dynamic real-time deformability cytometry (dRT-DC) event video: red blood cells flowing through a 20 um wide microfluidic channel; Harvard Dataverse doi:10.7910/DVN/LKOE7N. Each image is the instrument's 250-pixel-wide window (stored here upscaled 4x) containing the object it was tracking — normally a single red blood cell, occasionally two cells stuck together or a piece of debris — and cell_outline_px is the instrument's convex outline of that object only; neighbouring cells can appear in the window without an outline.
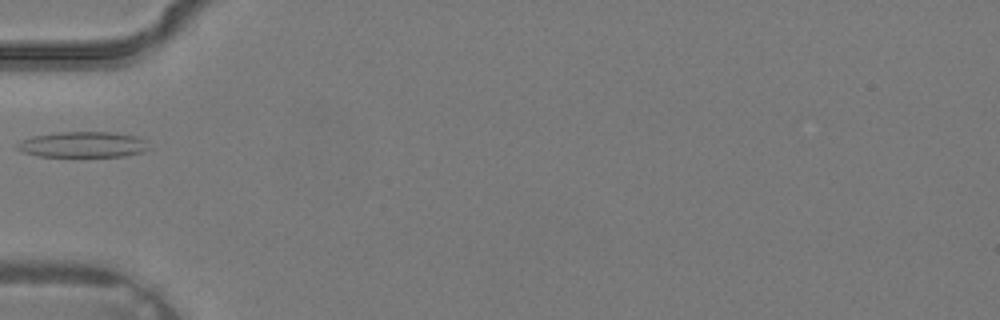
{"species": "common noctule bat (a hibernating species)", "species_latin": "Nyctalus noctula", "temperature_condition": "warm", "stored_images_in_passage": 4, "camera_frame_rate_fps": 3000, "um_per_image_px": 0.085, "animal": {"sex": "male", "body_mass_g": 19.2, "forearm_length_mm": 51.8}, "frame": {"image": 1, "passage_image": 4, "time_ms": 1.0, "image_size_px": [1000, 320], "cell_outline_px": [[148, 148], [140, 152], [124, 156], [72, 160], [36, 156], [24, 152], [16, 148], [20, 140], [32, 136], [60, 132], [112, 132], [136, 136], [144, 140]], "centroid_in_image_um": [6.97, 12.35], "position_along_channel_um": 78.0, "area_um2": 20.75}}